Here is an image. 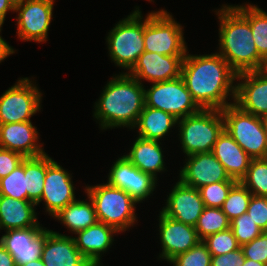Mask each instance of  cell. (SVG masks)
Here are the masks:
<instances>
[{
  "mask_svg": "<svg viewBox=\"0 0 267 266\" xmlns=\"http://www.w3.org/2000/svg\"><path fill=\"white\" fill-rule=\"evenodd\" d=\"M181 77L192 98L201 109L221 110L235 100L237 73L219 54L190 55L186 53ZM231 93V94H230Z\"/></svg>",
  "mask_w": 267,
  "mask_h": 266,
  "instance_id": "6da1fadb",
  "label": "cell"
},
{
  "mask_svg": "<svg viewBox=\"0 0 267 266\" xmlns=\"http://www.w3.org/2000/svg\"><path fill=\"white\" fill-rule=\"evenodd\" d=\"M218 10L219 54L237 73L259 71L263 58L259 55L249 24V5H225Z\"/></svg>",
  "mask_w": 267,
  "mask_h": 266,
  "instance_id": "7a4b0ae2",
  "label": "cell"
},
{
  "mask_svg": "<svg viewBox=\"0 0 267 266\" xmlns=\"http://www.w3.org/2000/svg\"><path fill=\"white\" fill-rule=\"evenodd\" d=\"M104 88L94 112L102 130L121 126L133 129L145 105L142 82L125 72L112 77Z\"/></svg>",
  "mask_w": 267,
  "mask_h": 266,
  "instance_id": "3957f363",
  "label": "cell"
},
{
  "mask_svg": "<svg viewBox=\"0 0 267 266\" xmlns=\"http://www.w3.org/2000/svg\"><path fill=\"white\" fill-rule=\"evenodd\" d=\"M179 135L185 155L211 152L224 130L221 110L201 109L199 112L178 119Z\"/></svg>",
  "mask_w": 267,
  "mask_h": 266,
  "instance_id": "277c9868",
  "label": "cell"
},
{
  "mask_svg": "<svg viewBox=\"0 0 267 266\" xmlns=\"http://www.w3.org/2000/svg\"><path fill=\"white\" fill-rule=\"evenodd\" d=\"M87 196L93 201L99 222L126 231L136 221V201L125 191L110 184L86 186Z\"/></svg>",
  "mask_w": 267,
  "mask_h": 266,
  "instance_id": "5b68a950",
  "label": "cell"
},
{
  "mask_svg": "<svg viewBox=\"0 0 267 266\" xmlns=\"http://www.w3.org/2000/svg\"><path fill=\"white\" fill-rule=\"evenodd\" d=\"M224 129L252 158H267L266 119L241 110L234 103L221 109Z\"/></svg>",
  "mask_w": 267,
  "mask_h": 266,
  "instance_id": "8992f818",
  "label": "cell"
},
{
  "mask_svg": "<svg viewBox=\"0 0 267 266\" xmlns=\"http://www.w3.org/2000/svg\"><path fill=\"white\" fill-rule=\"evenodd\" d=\"M141 15L139 8H136L127 18L119 21L107 37L111 60L129 71L144 52V21Z\"/></svg>",
  "mask_w": 267,
  "mask_h": 266,
  "instance_id": "52a82bcc",
  "label": "cell"
},
{
  "mask_svg": "<svg viewBox=\"0 0 267 266\" xmlns=\"http://www.w3.org/2000/svg\"><path fill=\"white\" fill-rule=\"evenodd\" d=\"M182 26L165 10L144 19V51L162 55H186Z\"/></svg>",
  "mask_w": 267,
  "mask_h": 266,
  "instance_id": "ba28073f",
  "label": "cell"
},
{
  "mask_svg": "<svg viewBox=\"0 0 267 266\" xmlns=\"http://www.w3.org/2000/svg\"><path fill=\"white\" fill-rule=\"evenodd\" d=\"M145 106L160 109L181 119L201 110L186 88L182 77L155 82L144 90Z\"/></svg>",
  "mask_w": 267,
  "mask_h": 266,
  "instance_id": "9c48e42d",
  "label": "cell"
},
{
  "mask_svg": "<svg viewBox=\"0 0 267 266\" xmlns=\"http://www.w3.org/2000/svg\"><path fill=\"white\" fill-rule=\"evenodd\" d=\"M29 78H20L0 96V124L31 121L40 111L41 92Z\"/></svg>",
  "mask_w": 267,
  "mask_h": 266,
  "instance_id": "30bf717a",
  "label": "cell"
},
{
  "mask_svg": "<svg viewBox=\"0 0 267 266\" xmlns=\"http://www.w3.org/2000/svg\"><path fill=\"white\" fill-rule=\"evenodd\" d=\"M54 0H25L15 4L18 37L25 41L45 42L53 16Z\"/></svg>",
  "mask_w": 267,
  "mask_h": 266,
  "instance_id": "8fae6325",
  "label": "cell"
},
{
  "mask_svg": "<svg viewBox=\"0 0 267 266\" xmlns=\"http://www.w3.org/2000/svg\"><path fill=\"white\" fill-rule=\"evenodd\" d=\"M71 175L47 155V171L39 203L43 200L46 211L54 217L68 204L76 201Z\"/></svg>",
  "mask_w": 267,
  "mask_h": 266,
  "instance_id": "7c38bea8",
  "label": "cell"
},
{
  "mask_svg": "<svg viewBox=\"0 0 267 266\" xmlns=\"http://www.w3.org/2000/svg\"><path fill=\"white\" fill-rule=\"evenodd\" d=\"M47 238V228L40 225L26 229L8 230L0 238V243L12 255L15 265L21 266L41 259Z\"/></svg>",
  "mask_w": 267,
  "mask_h": 266,
  "instance_id": "4fadbf2b",
  "label": "cell"
},
{
  "mask_svg": "<svg viewBox=\"0 0 267 266\" xmlns=\"http://www.w3.org/2000/svg\"><path fill=\"white\" fill-rule=\"evenodd\" d=\"M107 183L127 192L139 203L152 194L157 180L139 170L125 156H122L111 167Z\"/></svg>",
  "mask_w": 267,
  "mask_h": 266,
  "instance_id": "5bb4252c",
  "label": "cell"
},
{
  "mask_svg": "<svg viewBox=\"0 0 267 266\" xmlns=\"http://www.w3.org/2000/svg\"><path fill=\"white\" fill-rule=\"evenodd\" d=\"M185 55H162L144 51L137 63L129 71V75L141 82H163L181 76Z\"/></svg>",
  "mask_w": 267,
  "mask_h": 266,
  "instance_id": "9a60e30c",
  "label": "cell"
},
{
  "mask_svg": "<svg viewBox=\"0 0 267 266\" xmlns=\"http://www.w3.org/2000/svg\"><path fill=\"white\" fill-rule=\"evenodd\" d=\"M180 170V181L196 189L220 181H236L227 174L224 166L212 152L197 153L187 157Z\"/></svg>",
  "mask_w": 267,
  "mask_h": 266,
  "instance_id": "2e32d148",
  "label": "cell"
},
{
  "mask_svg": "<svg viewBox=\"0 0 267 266\" xmlns=\"http://www.w3.org/2000/svg\"><path fill=\"white\" fill-rule=\"evenodd\" d=\"M234 104L241 110L267 119V77L261 71L237 74Z\"/></svg>",
  "mask_w": 267,
  "mask_h": 266,
  "instance_id": "e0dca14e",
  "label": "cell"
},
{
  "mask_svg": "<svg viewBox=\"0 0 267 266\" xmlns=\"http://www.w3.org/2000/svg\"><path fill=\"white\" fill-rule=\"evenodd\" d=\"M167 197L161 212L171 219L195 226L205 207L199 189L179 180Z\"/></svg>",
  "mask_w": 267,
  "mask_h": 266,
  "instance_id": "ac0fdd59",
  "label": "cell"
},
{
  "mask_svg": "<svg viewBox=\"0 0 267 266\" xmlns=\"http://www.w3.org/2000/svg\"><path fill=\"white\" fill-rule=\"evenodd\" d=\"M159 233L162 244V253L159 257L167 261L190 250L201 241L194 226L171 219L161 211Z\"/></svg>",
  "mask_w": 267,
  "mask_h": 266,
  "instance_id": "d6986e66",
  "label": "cell"
},
{
  "mask_svg": "<svg viewBox=\"0 0 267 266\" xmlns=\"http://www.w3.org/2000/svg\"><path fill=\"white\" fill-rule=\"evenodd\" d=\"M38 137L31 121L0 124V147L18 152L25 158L45 154L41 144L38 145Z\"/></svg>",
  "mask_w": 267,
  "mask_h": 266,
  "instance_id": "ffe728a7",
  "label": "cell"
},
{
  "mask_svg": "<svg viewBox=\"0 0 267 266\" xmlns=\"http://www.w3.org/2000/svg\"><path fill=\"white\" fill-rule=\"evenodd\" d=\"M41 259L45 266H92L77 249L73 237L49 229Z\"/></svg>",
  "mask_w": 267,
  "mask_h": 266,
  "instance_id": "44dd1931",
  "label": "cell"
},
{
  "mask_svg": "<svg viewBox=\"0 0 267 266\" xmlns=\"http://www.w3.org/2000/svg\"><path fill=\"white\" fill-rule=\"evenodd\" d=\"M114 233H118L114 227L97 221L85 230L75 233L78 236L73 239L77 249L92 266H100L101 253L109 249L114 241Z\"/></svg>",
  "mask_w": 267,
  "mask_h": 266,
  "instance_id": "7402d4cb",
  "label": "cell"
},
{
  "mask_svg": "<svg viewBox=\"0 0 267 266\" xmlns=\"http://www.w3.org/2000/svg\"><path fill=\"white\" fill-rule=\"evenodd\" d=\"M211 152L222 163L230 178L240 181L246 175L252 158L225 129L218 137Z\"/></svg>",
  "mask_w": 267,
  "mask_h": 266,
  "instance_id": "603a6c76",
  "label": "cell"
},
{
  "mask_svg": "<svg viewBox=\"0 0 267 266\" xmlns=\"http://www.w3.org/2000/svg\"><path fill=\"white\" fill-rule=\"evenodd\" d=\"M36 203L0 195V229L15 230L39 226Z\"/></svg>",
  "mask_w": 267,
  "mask_h": 266,
  "instance_id": "cb8c5ba5",
  "label": "cell"
},
{
  "mask_svg": "<svg viewBox=\"0 0 267 266\" xmlns=\"http://www.w3.org/2000/svg\"><path fill=\"white\" fill-rule=\"evenodd\" d=\"M160 141L139 137L134 142L129 154L124 155L135 167L150 174L157 180V172L164 171V161Z\"/></svg>",
  "mask_w": 267,
  "mask_h": 266,
  "instance_id": "d4e9b609",
  "label": "cell"
},
{
  "mask_svg": "<svg viewBox=\"0 0 267 266\" xmlns=\"http://www.w3.org/2000/svg\"><path fill=\"white\" fill-rule=\"evenodd\" d=\"M177 121L170 113L144 105L134 128L138 127L139 137L159 141Z\"/></svg>",
  "mask_w": 267,
  "mask_h": 266,
  "instance_id": "484cf974",
  "label": "cell"
},
{
  "mask_svg": "<svg viewBox=\"0 0 267 266\" xmlns=\"http://www.w3.org/2000/svg\"><path fill=\"white\" fill-rule=\"evenodd\" d=\"M86 200H76L64 207L54 217L59 219L74 234L78 231L94 225L98 220L96 217L95 206L93 201L88 197Z\"/></svg>",
  "mask_w": 267,
  "mask_h": 266,
  "instance_id": "4316f807",
  "label": "cell"
},
{
  "mask_svg": "<svg viewBox=\"0 0 267 266\" xmlns=\"http://www.w3.org/2000/svg\"><path fill=\"white\" fill-rule=\"evenodd\" d=\"M47 171V154L25 158V177L27 183V200L37 203L43 192Z\"/></svg>",
  "mask_w": 267,
  "mask_h": 266,
  "instance_id": "83f0119b",
  "label": "cell"
},
{
  "mask_svg": "<svg viewBox=\"0 0 267 266\" xmlns=\"http://www.w3.org/2000/svg\"><path fill=\"white\" fill-rule=\"evenodd\" d=\"M194 227L198 238L203 240L211 234L229 229L230 221L221 208L204 207Z\"/></svg>",
  "mask_w": 267,
  "mask_h": 266,
  "instance_id": "f1b7e54d",
  "label": "cell"
},
{
  "mask_svg": "<svg viewBox=\"0 0 267 266\" xmlns=\"http://www.w3.org/2000/svg\"><path fill=\"white\" fill-rule=\"evenodd\" d=\"M240 182L256 196H267V158L252 159Z\"/></svg>",
  "mask_w": 267,
  "mask_h": 266,
  "instance_id": "f546056e",
  "label": "cell"
},
{
  "mask_svg": "<svg viewBox=\"0 0 267 266\" xmlns=\"http://www.w3.org/2000/svg\"><path fill=\"white\" fill-rule=\"evenodd\" d=\"M251 197L252 193L240 181H237L228 192L221 210L231 222L240 215L247 213Z\"/></svg>",
  "mask_w": 267,
  "mask_h": 266,
  "instance_id": "4dcf8cb0",
  "label": "cell"
},
{
  "mask_svg": "<svg viewBox=\"0 0 267 266\" xmlns=\"http://www.w3.org/2000/svg\"><path fill=\"white\" fill-rule=\"evenodd\" d=\"M25 159L8 176L0 179V195L27 200Z\"/></svg>",
  "mask_w": 267,
  "mask_h": 266,
  "instance_id": "1f68e13d",
  "label": "cell"
},
{
  "mask_svg": "<svg viewBox=\"0 0 267 266\" xmlns=\"http://www.w3.org/2000/svg\"><path fill=\"white\" fill-rule=\"evenodd\" d=\"M249 24L259 55L267 57V13L249 4Z\"/></svg>",
  "mask_w": 267,
  "mask_h": 266,
  "instance_id": "d6a6232c",
  "label": "cell"
},
{
  "mask_svg": "<svg viewBox=\"0 0 267 266\" xmlns=\"http://www.w3.org/2000/svg\"><path fill=\"white\" fill-rule=\"evenodd\" d=\"M202 241L206 244L212 256L227 254L241 247L231 228L211 234Z\"/></svg>",
  "mask_w": 267,
  "mask_h": 266,
  "instance_id": "836d02e7",
  "label": "cell"
},
{
  "mask_svg": "<svg viewBox=\"0 0 267 266\" xmlns=\"http://www.w3.org/2000/svg\"><path fill=\"white\" fill-rule=\"evenodd\" d=\"M212 255L201 240L190 250L178 254L169 262L173 266H211Z\"/></svg>",
  "mask_w": 267,
  "mask_h": 266,
  "instance_id": "e575fe53",
  "label": "cell"
},
{
  "mask_svg": "<svg viewBox=\"0 0 267 266\" xmlns=\"http://www.w3.org/2000/svg\"><path fill=\"white\" fill-rule=\"evenodd\" d=\"M237 181H220L199 188L205 207L221 208L228 192Z\"/></svg>",
  "mask_w": 267,
  "mask_h": 266,
  "instance_id": "d590c367",
  "label": "cell"
},
{
  "mask_svg": "<svg viewBox=\"0 0 267 266\" xmlns=\"http://www.w3.org/2000/svg\"><path fill=\"white\" fill-rule=\"evenodd\" d=\"M230 228L232 229L240 246L249 243L263 233L248 213H244L233 219L230 222Z\"/></svg>",
  "mask_w": 267,
  "mask_h": 266,
  "instance_id": "8d00e7d4",
  "label": "cell"
},
{
  "mask_svg": "<svg viewBox=\"0 0 267 266\" xmlns=\"http://www.w3.org/2000/svg\"><path fill=\"white\" fill-rule=\"evenodd\" d=\"M245 258L267 264V232L241 246Z\"/></svg>",
  "mask_w": 267,
  "mask_h": 266,
  "instance_id": "74e56055",
  "label": "cell"
},
{
  "mask_svg": "<svg viewBox=\"0 0 267 266\" xmlns=\"http://www.w3.org/2000/svg\"><path fill=\"white\" fill-rule=\"evenodd\" d=\"M247 213L263 232H267V196L252 195Z\"/></svg>",
  "mask_w": 267,
  "mask_h": 266,
  "instance_id": "f35d334b",
  "label": "cell"
},
{
  "mask_svg": "<svg viewBox=\"0 0 267 266\" xmlns=\"http://www.w3.org/2000/svg\"><path fill=\"white\" fill-rule=\"evenodd\" d=\"M24 159L22 154L0 147V179L8 176Z\"/></svg>",
  "mask_w": 267,
  "mask_h": 266,
  "instance_id": "ab89813d",
  "label": "cell"
},
{
  "mask_svg": "<svg viewBox=\"0 0 267 266\" xmlns=\"http://www.w3.org/2000/svg\"><path fill=\"white\" fill-rule=\"evenodd\" d=\"M245 257L241 247L235 251L218 256H212L211 266H242Z\"/></svg>",
  "mask_w": 267,
  "mask_h": 266,
  "instance_id": "60d3db41",
  "label": "cell"
},
{
  "mask_svg": "<svg viewBox=\"0 0 267 266\" xmlns=\"http://www.w3.org/2000/svg\"><path fill=\"white\" fill-rule=\"evenodd\" d=\"M15 10V3L12 0H0V26L2 27L7 11Z\"/></svg>",
  "mask_w": 267,
  "mask_h": 266,
  "instance_id": "b9f144b4",
  "label": "cell"
},
{
  "mask_svg": "<svg viewBox=\"0 0 267 266\" xmlns=\"http://www.w3.org/2000/svg\"><path fill=\"white\" fill-rule=\"evenodd\" d=\"M0 266H16L12 255L0 243Z\"/></svg>",
  "mask_w": 267,
  "mask_h": 266,
  "instance_id": "7bdbcfd3",
  "label": "cell"
},
{
  "mask_svg": "<svg viewBox=\"0 0 267 266\" xmlns=\"http://www.w3.org/2000/svg\"><path fill=\"white\" fill-rule=\"evenodd\" d=\"M13 53H15L14 49L9 46V44H7V42L2 38V36H0V63Z\"/></svg>",
  "mask_w": 267,
  "mask_h": 266,
  "instance_id": "ee69618b",
  "label": "cell"
},
{
  "mask_svg": "<svg viewBox=\"0 0 267 266\" xmlns=\"http://www.w3.org/2000/svg\"><path fill=\"white\" fill-rule=\"evenodd\" d=\"M242 266H267V264L259 263L257 261L245 258L244 264Z\"/></svg>",
  "mask_w": 267,
  "mask_h": 266,
  "instance_id": "f6af8a7d",
  "label": "cell"
},
{
  "mask_svg": "<svg viewBox=\"0 0 267 266\" xmlns=\"http://www.w3.org/2000/svg\"><path fill=\"white\" fill-rule=\"evenodd\" d=\"M21 266H45L44 262L42 259H37L34 261H30L27 264L21 265Z\"/></svg>",
  "mask_w": 267,
  "mask_h": 266,
  "instance_id": "bcb514c9",
  "label": "cell"
},
{
  "mask_svg": "<svg viewBox=\"0 0 267 266\" xmlns=\"http://www.w3.org/2000/svg\"><path fill=\"white\" fill-rule=\"evenodd\" d=\"M259 71H261L267 77V57L263 60L261 69Z\"/></svg>",
  "mask_w": 267,
  "mask_h": 266,
  "instance_id": "7dc6e473",
  "label": "cell"
},
{
  "mask_svg": "<svg viewBox=\"0 0 267 266\" xmlns=\"http://www.w3.org/2000/svg\"><path fill=\"white\" fill-rule=\"evenodd\" d=\"M15 4H17V3H20V2H23V1H25V0H12Z\"/></svg>",
  "mask_w": 267,
  "mask_h": 266,
  "instance_id": "c3c4849f",
  "label": "cell"
}]
</instances>
